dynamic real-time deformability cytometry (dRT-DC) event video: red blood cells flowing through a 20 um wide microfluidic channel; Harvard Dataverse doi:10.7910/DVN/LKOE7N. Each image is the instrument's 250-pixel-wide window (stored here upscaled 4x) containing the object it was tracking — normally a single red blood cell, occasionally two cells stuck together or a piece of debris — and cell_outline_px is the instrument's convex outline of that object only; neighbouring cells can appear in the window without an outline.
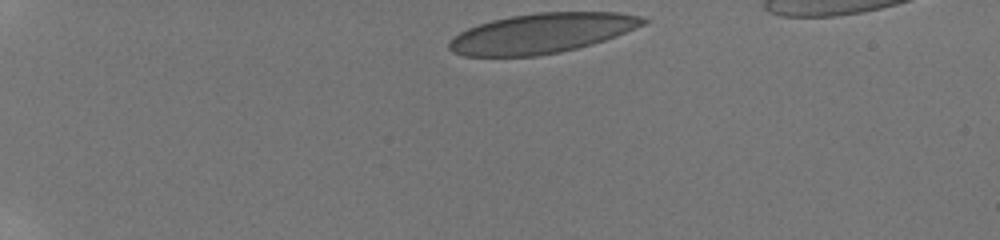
{"species": "human", "species_latin": "Homo sapiens", "temperature_condition": "room temperature", "stored_images_in_passage": 46, "camera_frame_rate_fps": 3000, "um_per_image_px": 0.085, "donor": {"sex": "male"}, "frame": {"image": 1, "passage_image": 1, "time_ms": 0.0, "image_size_px": [1000, 240], "cell_outline_px": [[652, 20], [644, 24], [616, 36], [592, 44], [560, 52], [536, 56], [464, 56], [452, 52], [448, 48], [448, 44], [460, 32], [468, 28], [492, 20], [512, 16], [536, 12], [616, 12], [640, 16]], "centroid_in_image_um": [46.06, 2.82], "position_along_channel_um": 38.9, "area_um2": 44.85}}
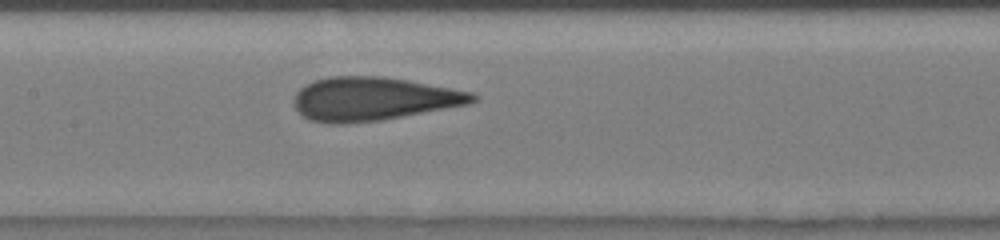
{"frame": {"image": 2, "passage_image": 20, "time_ms": 5.667, "image_size_px": [1000, 240], "cell_outline_px": [[476, 100], [468, 104], [380, 120], [344, 124], [328, 124], [308, 120], [296, 108], [292, 100], [296, 92], [304, 84], [328, 76], [384, 76], [408, 80], [472, 92], [476, 96]], "centroid_in_image_um": [31.66, 8.4], "position_along_channel_um": 175.7, "area_um2": 45.2}}
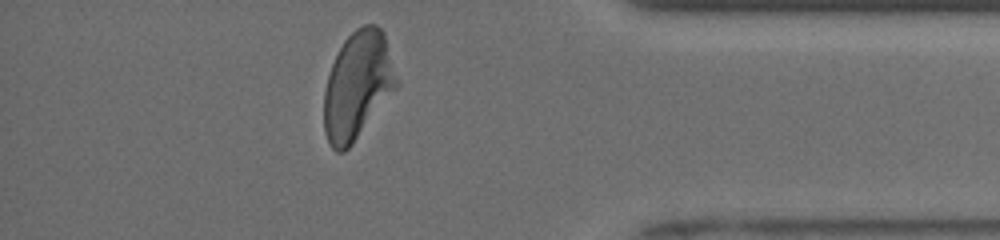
{"frame": {"image": 3, "passage_image": 42, "time_ms": 12.0, "image_size_px": [1000, 240], "cell_outline_px": [[400, 84], [352, 144], [344, 152], [336, 152], [328, 144], [324, 132], [324, 92], [328, 76], [332, 64], [344, 40], [356, 28], [364, 24], [376, 24], [384, 32], [400, 80]], "centroid_in_image_um": [30.42, 7.25], "position_along_channel_um": 404.8, "area_um2": 45.84}, "authors_computed_cell_mechanics": {"area_um2": 45.2574, "velocity_mm_per_s": 3.9012, "shape_relaxation_time_tau1_ms": 5.1571, "shape_relaxation_time_tau2_ms": null, "deformation_change_tau1": 0.1756, "deformation_change_tau2": null}}